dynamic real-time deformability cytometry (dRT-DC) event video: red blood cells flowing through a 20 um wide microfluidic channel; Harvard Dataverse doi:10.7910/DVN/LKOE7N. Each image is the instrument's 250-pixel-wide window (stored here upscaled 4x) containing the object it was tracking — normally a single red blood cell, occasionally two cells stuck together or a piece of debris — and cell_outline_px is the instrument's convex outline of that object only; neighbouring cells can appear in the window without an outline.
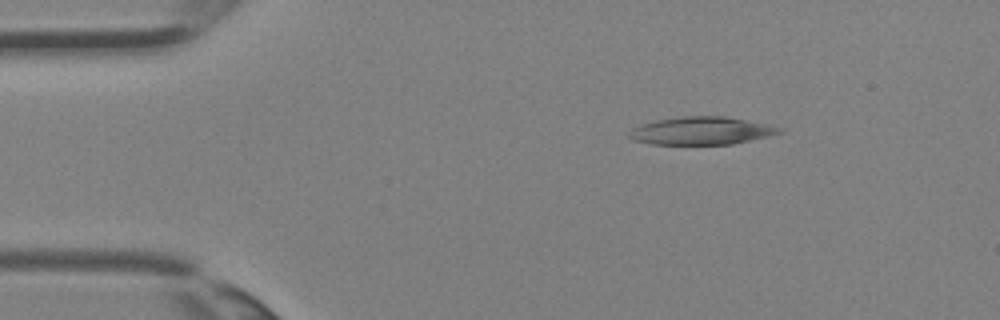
{"species": "Egyptian fruit bat (a non-hibernating species)", "species_latin": "Rousettus aegyptiacus", "temperature_condition": "room temperature", "stored_images_in_passage": 17, "camera_frame_rate_fps": 3000, "um_per_image_px": 0.085, "animal": {"sex": "female"}, "frame": {"image": 1, "passage_image": 1, "time_ms": 0.0, "image_size_px": [1000, 320], "cell_outline_px": [[784, 132], [768, 136], [732, 144], [652, 144], [632, 140], [628, 136], [628, 132], [632, 128], [640, 124], [656, 120], [680, 116], [724, 116], [768, 124], [784, 128]], "centroid_in_image_um": [59.61, 11.11], "position_along_channel_um": 25.4, "area_um2": 24.45}}
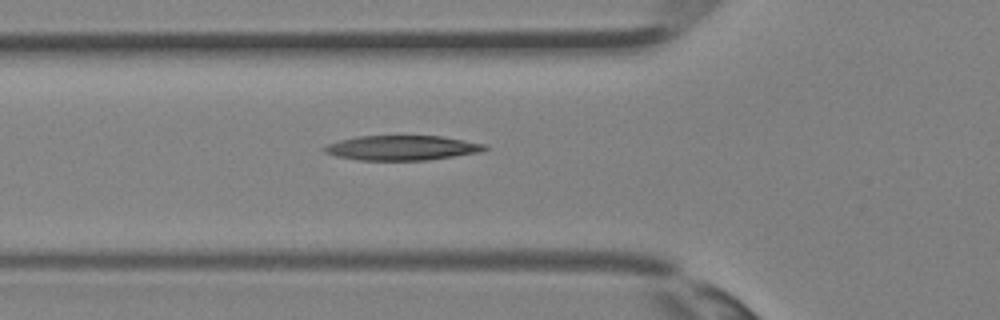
{"frame": {"image": 2, "passage_image": 8, "time_ms": 2.333, "image_size_px": [1000, 320], "cell_outline_px": [[488, 148], [484, 152], [428, 160], [360, 160], [336, 156], [324, 152], [320, 148], [328, 144], [340, 140], [356, 136], [440, 136], [488, 144]], "centroid_in_image_um": [34.2, 12.57], "position_along_channel_um": 91.6, "area_um2": 23.35}}
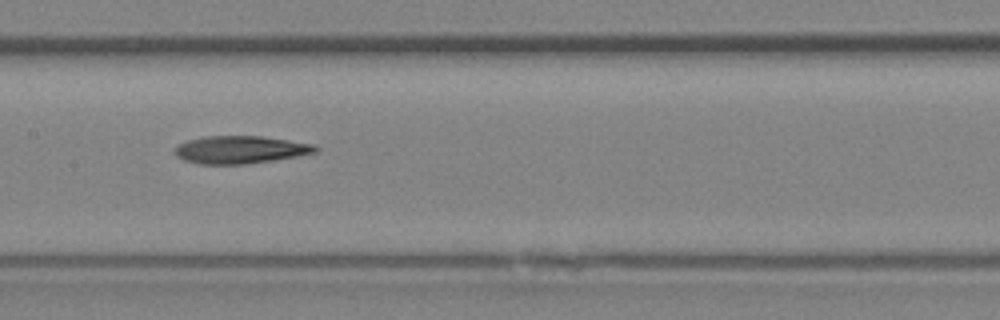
{"frame": {"image": 3, "passage_image": 13, "time_ms": 4.0, "image_size_px": [1000, 320], "cell_outline_px": [[320, 148], [316, 152], [296, 156], [272, 160], [244, 164], [200, 164], [184, 160], [176, 156], [172, 148], [188, 140], [204, 136], [260, 136], [316, 144]], "centroid_in_image_um": [20.41, 12.72], "position_along_channel_um": 187.0, "area_um2": 22.66}}